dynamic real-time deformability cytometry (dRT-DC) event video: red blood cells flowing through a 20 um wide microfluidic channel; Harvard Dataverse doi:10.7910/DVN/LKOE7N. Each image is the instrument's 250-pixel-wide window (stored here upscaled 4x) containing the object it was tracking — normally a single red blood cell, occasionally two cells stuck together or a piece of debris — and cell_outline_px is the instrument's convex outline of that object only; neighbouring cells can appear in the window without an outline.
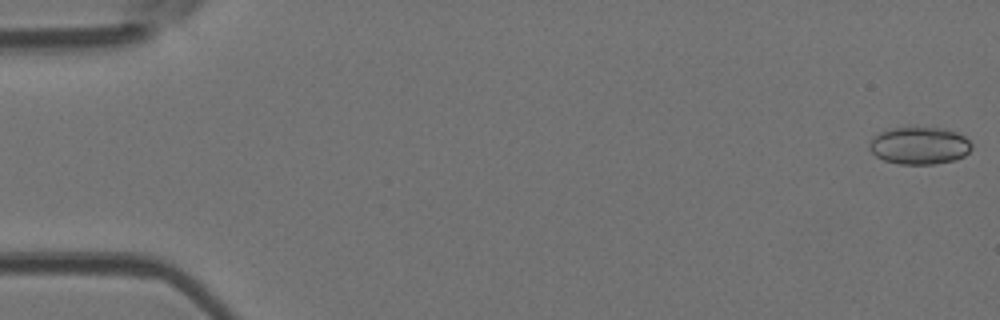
{"species": "Egyptian fruit bat (a non-hibernating species)", "species_latin": "Rousettus aegyptiacus", "temperature_condition": "room temperature", "stored_images_in_passage": 49, "camera_frame_rate_fps": 3000, "um_per_image_px": 0.085, "animal": {"sex": "female"}, "frame": {"image": 1, "passage_image": 1, "time_ms": 0.0, "image_size_px": [1000, 320], "cell_outline_px": [[972, 148], [964, 156], [956, 160], [932, 164], [900, 164], [884, 160], [876, 156], [868, 148], [868, 144], [872, 136], [888, 128], [940, 128], [956, 132], [964, 136], [972, 144]], "centroid_in_image_um": [78.12, 12.38], "position_along_channel_um": 6.9, "area_um2": 22.31}}
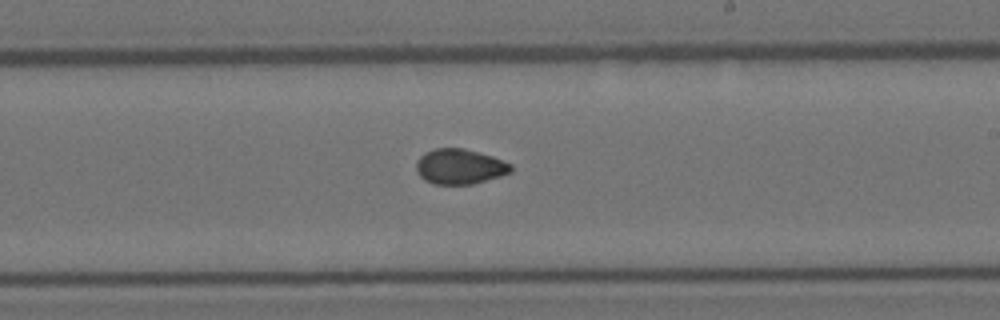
{"frame": {"image": 2, "passage_image": 29, "time_ms": 9.333, "image_size_px": [1000, 320], "cell_outline_px": [[512, 172], [500, 176], [472, 184], [432, 184], [424, 180], [420, 176], [416, 168], [416, 160], [424, 152], [436, 148], [464, 148], [492, 156], [512, 164]], "centroid_in_image_um": [39.06, 14.15], "position_along_channel_um": 249.9, "area_um2": 19.48}}
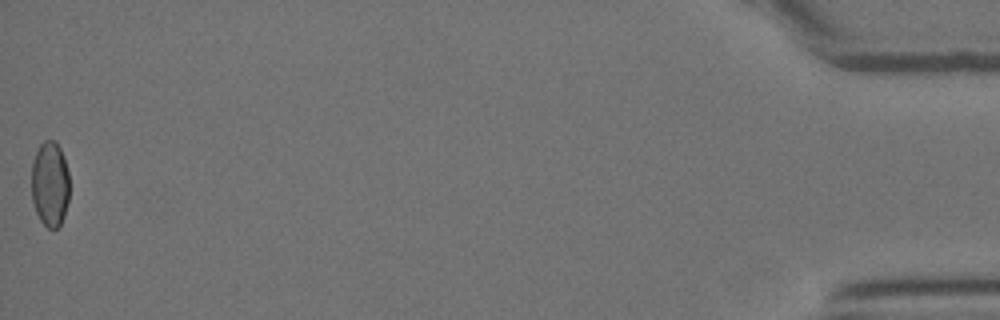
{"frame": {"image": 3, "passage_image": 49, "time_ms": 16.0, "image_size_px": [1000, 320], "cell_outline_px": [[68, 200], [64, 216], [60, 224], [56, 228], [48, 228], [40, 220], [36, 212], [32, 200], [32, 164], [36, 152], [40, 144], [44, 140], [56, 140], [60, 148], [68, 172]], "centroid_in_image_um": [4.24, 15.63], "position_along_channel_um": 431.0, "area_um2": 18.73}, "authors_computed_cell_mechanics": {"area_um2": 19.8254, "velocity_mm_per_s": 4.1754, "shape_relaxation_time_tau1_ms": null, "shape_relaxation_time_tau2_ms": 1.961, "deformation_change_tau1": null, "deformation_change_tau2": 0.0426}}